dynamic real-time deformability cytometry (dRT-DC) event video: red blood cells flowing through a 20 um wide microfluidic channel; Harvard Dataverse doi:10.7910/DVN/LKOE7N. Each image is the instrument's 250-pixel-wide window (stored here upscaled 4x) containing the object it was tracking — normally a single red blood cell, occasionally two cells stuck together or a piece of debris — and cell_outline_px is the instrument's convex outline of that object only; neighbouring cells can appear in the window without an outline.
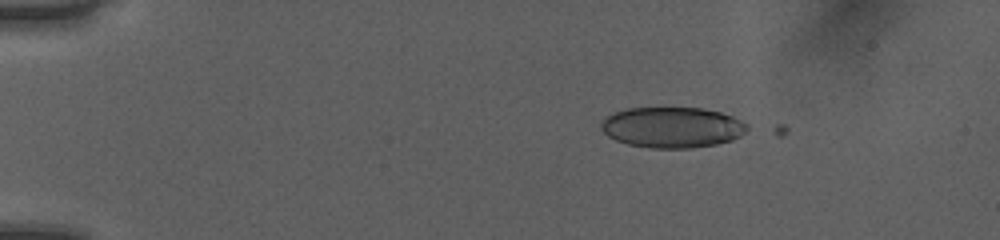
{"species": "human", "species_latin": "Homo sapiens", "temperature_condition": "room temperature", "stored_images_in_passage": 43, "camera_frame_rate_fps": 3000, "um_per_image_px": 0.085, "donor": {"sex": "female"}, "frame": {"image": 1, "passage_image": 1, "time_ms": 0.0, "image_size_px": [1000, 240], "cell_outline_px": [[748, 128], [740, 136], [732, 140], [716, 144], [692, 148], [652, 148], [628, 144], [616, 140], [608, 136], [600, 128], [600, 124], [608, 116], [616, 112], [628, 108], [700, 108], [720, 112], [732, 116], [748, 124]], "centroid_in_image_um": [57.15, 10.83], "position_along_channel_um": 27.9, "area_um2": 34.45}}
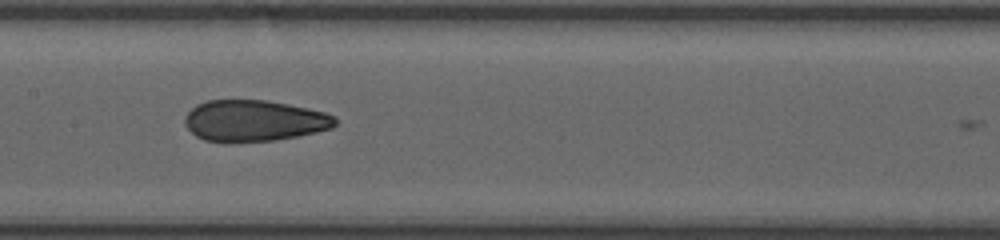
{"frame": {"image": 2, "passage_image": 19, "time_ms": 6.0, "image_size_px": [1000, 240], "cell_outline_px": [[336, 124], [332, 128], [316, 132], [296, 136], [272, 140], [204, 140], [196, 136], [184, 124], [184, 116], [196, 104], [208, 100], [264, 100], [288, 104], [308, 108], [324, 112], [332, 116], [336, 120]], "centroid_in_image_um": [21.59, 10.23], "position_along_channel_um": 185.8, "area_um2": 35.43}}
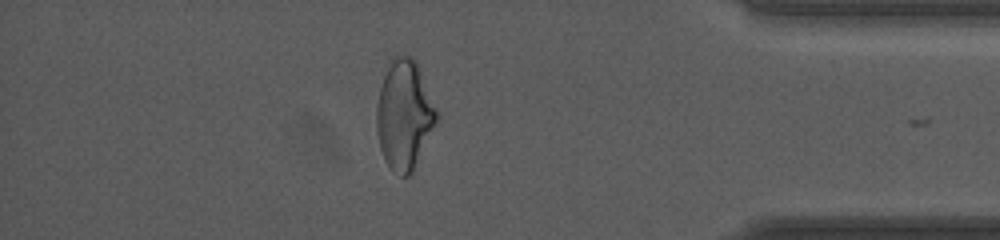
{"frame": {"image": 3, "passage_image": 37, "time_ms": 12.0, "image_size_px": [1000, 240], "cell_outline_px": [[440, 120], [412, 172], [408, 176], [400, 176], [392, 172], [380, 148], [376, 132], [376, 108], [380, 88], [384, 76], [392, 56], [412, 56], [416, 60], [440, 112]], "centroid_in_image_um": [34.41, 9.77], "position_along_channel_um": 400.8, "area_um2": 39.02}, "authors_computed_cell_mechanics": {"area_um2": 36.6452, "velocity_mm_per_s": 4.0626, "shape_relaxation_time_tau1_ms": null, "shape_relaxation_time_tau2_ms": 1.4632, "deformation_change_tau1": null, "deformation_change_tau2": 0.0797}}